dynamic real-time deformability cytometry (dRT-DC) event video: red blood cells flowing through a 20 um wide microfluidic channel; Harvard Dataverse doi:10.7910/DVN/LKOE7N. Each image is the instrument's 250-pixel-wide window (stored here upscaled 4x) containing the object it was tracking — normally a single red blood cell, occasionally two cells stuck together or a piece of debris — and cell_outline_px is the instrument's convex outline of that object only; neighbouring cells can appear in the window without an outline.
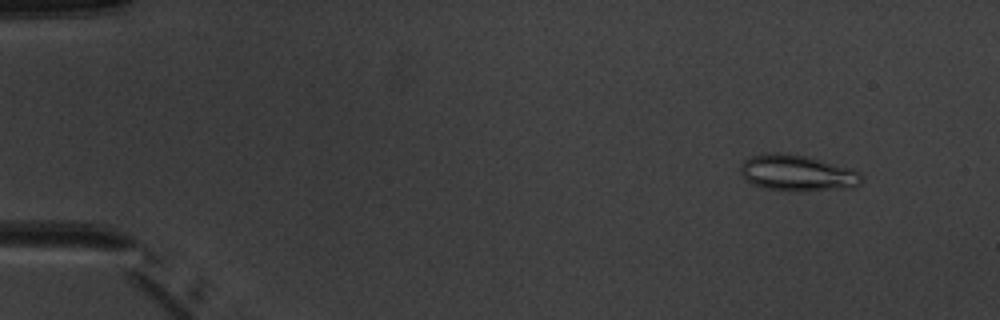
{"species": "common noctule bat (a hibernating species)", "species_latin": "Nyctalus noctula", "temperature_condition": "warm", "stored_images_in_passage": 4, "camera_frame_rate_fps": 3000, "um_per_image_px": 0.085, "animal": {"sex": "male", "body_mass_g": 20.1, "forearm_length_mm": 53.5}, "frame": {"image": 1, "passage_image": 1, "time_ms": 0.0, "image_size_px": [1000, 320], "cell_outline_px": [[860, 184], [852, 188], [800, 192], [792, 192], [764, 188], [748, 180], [740, 172], [740, 168], [744, 160], [752, 156], [764, 152], [780, 152], [804, 156], [852, 168], [860, 172]], "centroid_in_image_um": [67.78, 14.72], "position_along_channel_um": 17.2, "area_um2": 25.61}}